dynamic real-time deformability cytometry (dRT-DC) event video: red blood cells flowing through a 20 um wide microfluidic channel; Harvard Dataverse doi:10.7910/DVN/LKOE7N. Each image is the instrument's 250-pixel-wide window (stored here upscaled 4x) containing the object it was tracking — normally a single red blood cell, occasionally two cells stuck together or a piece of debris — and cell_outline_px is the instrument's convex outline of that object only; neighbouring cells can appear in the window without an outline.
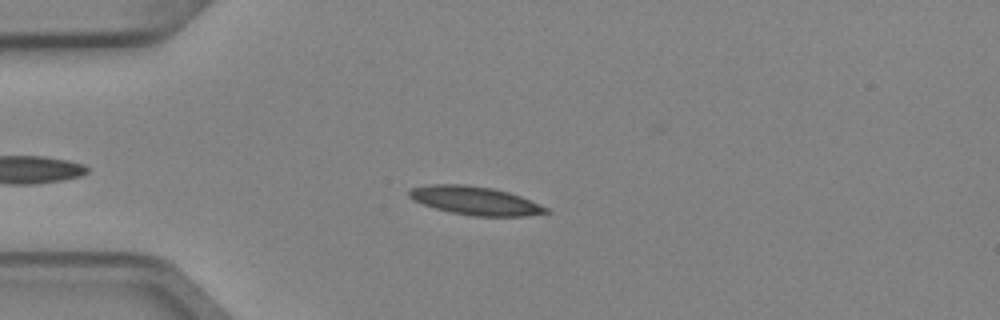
{"species": "Egyptian fruit bat (a non-hibernating species)", "species_latin": "Rousettus aegyptiacus", "temperature_condition": "cold", "stored_images_in_passage": 6, "camera_frame_rate_fps": 3000, "um_per_image_px": 0.085, "animal": {"sex": "female"}, "frame": {"image": 1, "passage_image": 4, "time_ms": 1.0, "image_size_px": [1000, 320], "cell_outline_px": [[548, 212], [528, 216], [472, 216], [452, 212], [436, 208], [412, 200], [408, 196], [408, 192], [412, 188], [432, 184], [464, 184], [492, 188], [508, 192], [520, 196], [548, 208]], "centroid_in_image_um": [40.37, 17.05], "position_along_channel_um": 44.6, "area_um2": 22.43}}
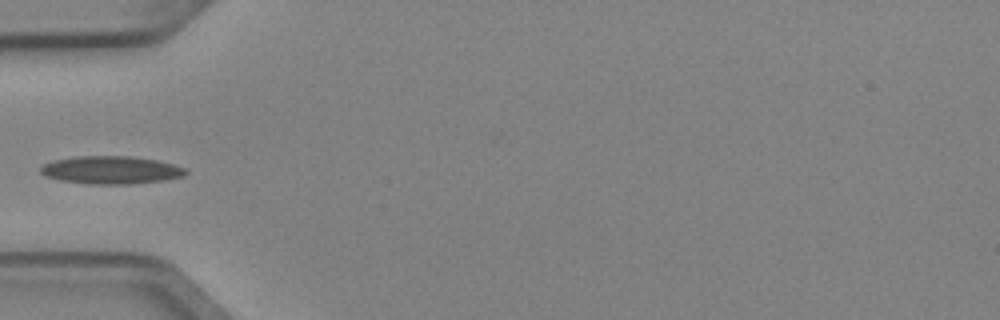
{"frame": {"image": 2, "passage_image": 5, "time_ms": 1.333, "image_size_px": [1000, 320], "cell_outline_px": [[188, 172], [184, 176], [164, 180], [132, 184], [88, 184], [60, 180], [44, 176], [40, 172], [40, 168], [44, 164], [52, 160], [76, 156], [132, 156], [156, 160], [172, 164], [184, 168]], "centroid_in_image_um": [9.41, 14.45], "position_along_channel_um": 75.6, "area_um2": 23.64}}
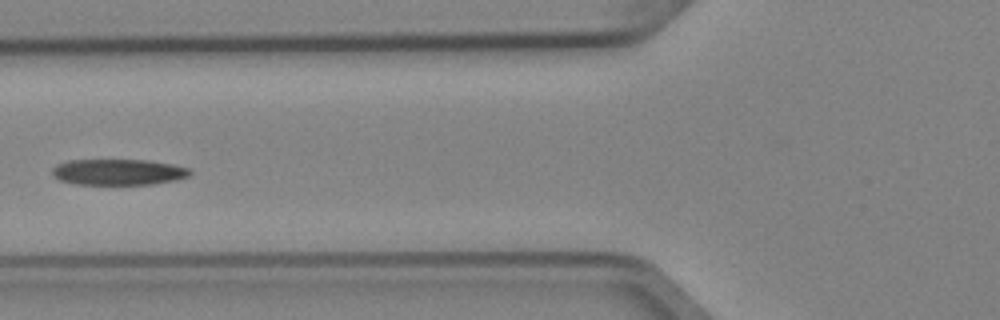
{"frame": {"image": 3, "passage_image": 6, "time_ms": 1.667, "image_size_px": [1000, 320], "cell_outline_px": [[192, 172], [188, 176], [176, 180], [152, 184], [72, 184], [60, 180], [52, 176], [52, 168], [56, 164], [68, 160], [148, 160], [172, 164], [188, 168]], "centroid_in_image_um": [10.02, 14.62], "position_along_channel_um": 115.8, "area_um2": 20.92}}